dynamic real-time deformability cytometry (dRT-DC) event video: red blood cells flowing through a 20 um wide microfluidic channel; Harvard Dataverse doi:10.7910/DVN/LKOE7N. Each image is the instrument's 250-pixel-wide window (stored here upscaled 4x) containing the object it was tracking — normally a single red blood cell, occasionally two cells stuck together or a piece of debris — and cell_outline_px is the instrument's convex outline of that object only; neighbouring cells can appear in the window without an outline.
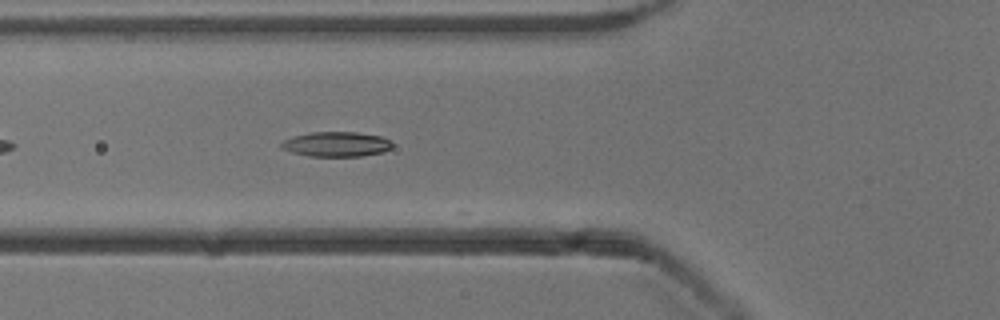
{"species": "common noctule bat (a hibernating species)", "species_latin": "Nyctalus noctula", "temperature_condition": "cold", "stored_images_in_passage": 39, "camera_frame_rate_fps": 3000, "um_per_image_px": 0.085, "animal": {"sex": "male", "body_mass_g": 13.3}, "frame": {"image": 1, "passage_image": 6, "time_ms": 1.667, "image_size_px": [1000, 320], "cell_outline_px": [[392, 148], [384, 152], [360, 156], [308, 156], [292, 152], [280, 148], [280, 144], [284, 140], [292, 136], [308, 132], [356, 132], [380, 136], [392, 140]], "centroid_in_image_um": [28.59, 12.25], "position_along_channel_um": 97.2, "area_um2": 16.24}}
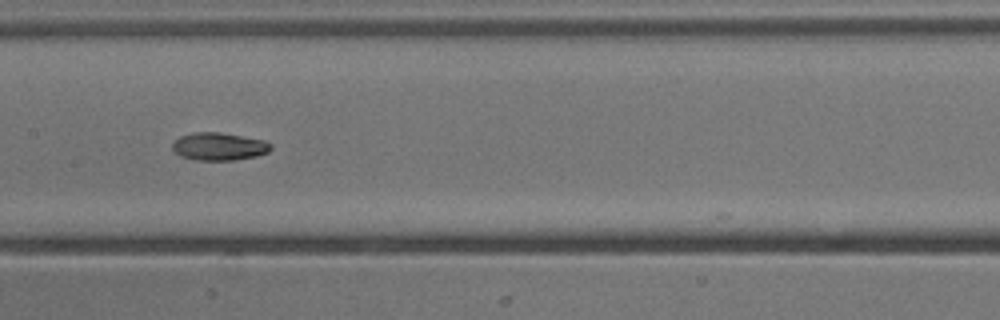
{"frame": {"image": 2, "passage_image": 13, "time_ms": 4.0, "image_size_px": [1000, 320], "cell_outline_px": [[272, 148], [268, 152], [256, 156], [236, 160], [196, 160], [180, 156], [172, 148], [172, 144], [180, 136], [196, 132], [220, 132], [264, 140], [272, 144]], "centroid_in_image_um": [18.63, 12.45], "position_along_channel_um": 188.8, "area_um2": 15.9}}
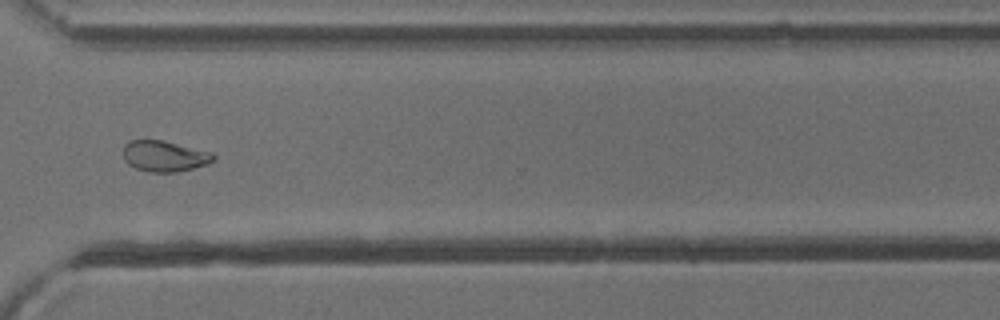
{"frame": {"image": 3, "passage_image": 26, "time_ms": 8.333, "image_size_px": [1000, 320], "cell_outline_px": [[216, 156], [208, 164], [176, 172], [148, 172], [136, 168], [128, 164], [124, 160], [124, 144], [128, 140], [160, 140], [212, 152]], "centroid_in_image_um": [13.95, 13.27], "position_along_channel_um": 356.6, "area_um2": 16.13}, "authors_computed_cell_mechanics": {"area_um2": 16.0106, "velocity_mm_per_s": 3.8831, "shape_relaxation_time_tau1_ms": 5.3625, "shape_relaxation_time_tau2_ms": 4.4984, "deformation_change_tau1": 0.1612, "deformation_change_tau2": 0.0965}}